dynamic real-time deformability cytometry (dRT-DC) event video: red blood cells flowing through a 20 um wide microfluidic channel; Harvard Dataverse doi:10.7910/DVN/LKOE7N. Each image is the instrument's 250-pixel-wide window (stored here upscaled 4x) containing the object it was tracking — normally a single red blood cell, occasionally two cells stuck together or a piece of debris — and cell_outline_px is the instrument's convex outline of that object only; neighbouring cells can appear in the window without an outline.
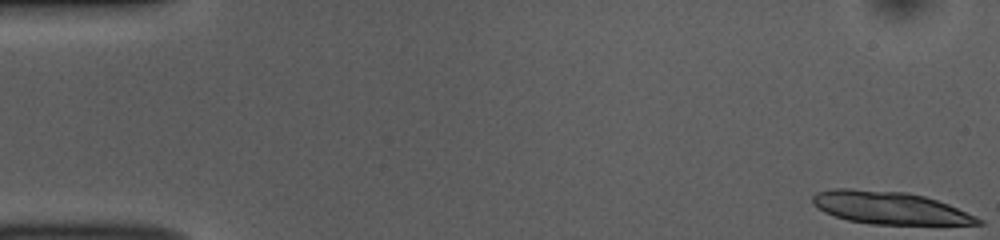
{"species": "common noctule bat (a hibernating species)", "species_latin": "Nyctalus noctula", "temperature_condition": "room temperature", "stored_images_in_passage": 24, "camera_frame_rate_fps": 3000, "um_per_image_px": 0.085, "animal": {"sex": "female", "body_mass_g": 10.0, "forearm_length_mm": 53.1}, "frame": {"image": 1, "passage_image": 1, "time_ms": 0.0, "image_size_px": [1000, 240], "cell_outline_px": [[984, 224], [868, 224], [848, 220], [824, 212], [812, 204], [812, 196], [816, 192], [836, 188], [852, 188], [908, 192], [924, 196], [948, 204], [976, 216], [984, 220]], "centroid_in_image_um": [75.6, 17.65], "position_along_channel_um": 9.4, "area_um2": 31.44}}
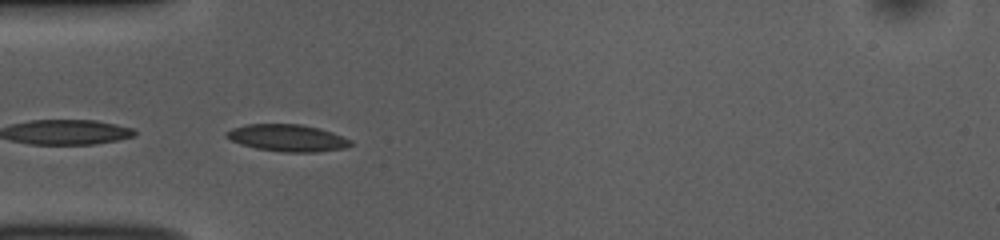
{"frame": {"image": 2, "passage_image": 16, "time_ms": 5.0, "image_size_px": [1000, 240], "cell_outline_px": [[352, 144], [344, 148], [316, 152], [284, 152], [256, 148], [240, 144], [224, 136], [224, 132], [232, 128], [244, 124], [300, 124], [320, 128], [332, 132], [352, 140]], "centroid_in_image_um": [24.41, 11.71], "position_along_channel_um": 60.6, "area_um2": 19.59}}